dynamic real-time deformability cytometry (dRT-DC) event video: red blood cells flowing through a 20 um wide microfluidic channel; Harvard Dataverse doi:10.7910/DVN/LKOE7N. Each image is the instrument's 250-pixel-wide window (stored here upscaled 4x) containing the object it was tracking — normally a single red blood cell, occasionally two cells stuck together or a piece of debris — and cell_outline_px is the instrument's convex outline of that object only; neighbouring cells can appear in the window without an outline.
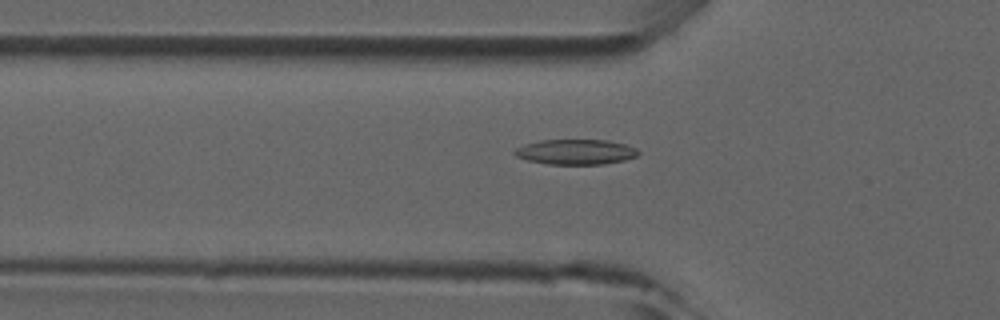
{"species": "common noctule bat (a hibernating species)", "species_latin": "Nyctalus noctula", "temperature_condition": "room temperature", "stored_images_in_passage": 46, "camera_frame_rate_fps": 3000, "um_per_image_px": 0.085, "animal": {"sex": "male", "forearm_length_mm": 52.5}, "frame": {"image": 1, "passage_image": 14, "time_ms": 4.333, "image_size_px": [1000, 320], "cell_outline_px": [[640, 152], [636, 156], [624, 160], [604, 164], [548, 164], [528, 160], [516, 156], [512, 152], [516, 148], [524, 144], [540, 140], [608, 140], [624, 144], [636, 148]], "centroid_in_image_um": [48.92, 12.91], "position_along_channel_um": 76.9, "area_um2": 18.09}}